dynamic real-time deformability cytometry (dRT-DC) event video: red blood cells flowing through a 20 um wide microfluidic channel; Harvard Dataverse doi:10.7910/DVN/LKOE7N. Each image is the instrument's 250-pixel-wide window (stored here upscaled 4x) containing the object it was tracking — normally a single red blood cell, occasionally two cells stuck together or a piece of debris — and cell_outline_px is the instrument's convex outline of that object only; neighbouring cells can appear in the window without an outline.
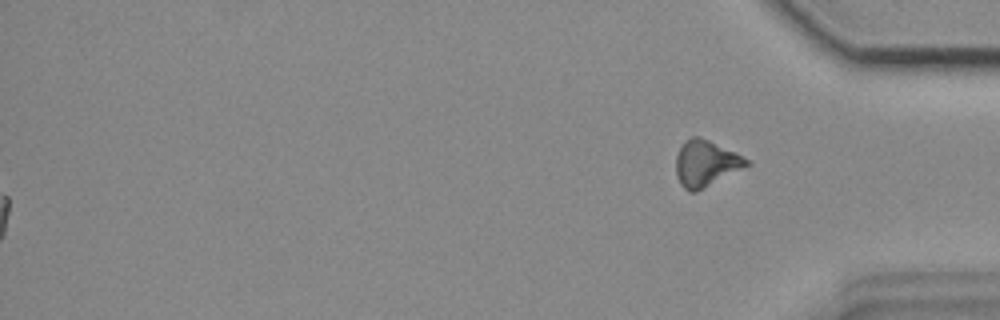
{"species": "common noctule bat (a hibernating species)", "species_latin": "Nyctalus noctula", "temperature_condition": "cold", "stored_images_in_passage": 54, "segment_of_instrument_passage": [2, 2], "camera_frame_rate_fps": 3000, "um_per_image_px": 0.085, "animal": {"sex": "female", "body_mass_g": 18.4}, "frame": {"image": 1, "passage_image": 54, "time_ms": 17.667, "image_size_px": [1000, 320], "cell_outline_px": [[752, 164], [696, 192], [688, 192], [680, 184], [676, 176], [676, 156], [684, 140], [692, 136], [696, 136], [708, 140], [736, 152], [748, 160]], "centroid_in_image_um": [59.98, 13.9], "position_along_channel_um": 375.2, "area_um2": 19.02}}